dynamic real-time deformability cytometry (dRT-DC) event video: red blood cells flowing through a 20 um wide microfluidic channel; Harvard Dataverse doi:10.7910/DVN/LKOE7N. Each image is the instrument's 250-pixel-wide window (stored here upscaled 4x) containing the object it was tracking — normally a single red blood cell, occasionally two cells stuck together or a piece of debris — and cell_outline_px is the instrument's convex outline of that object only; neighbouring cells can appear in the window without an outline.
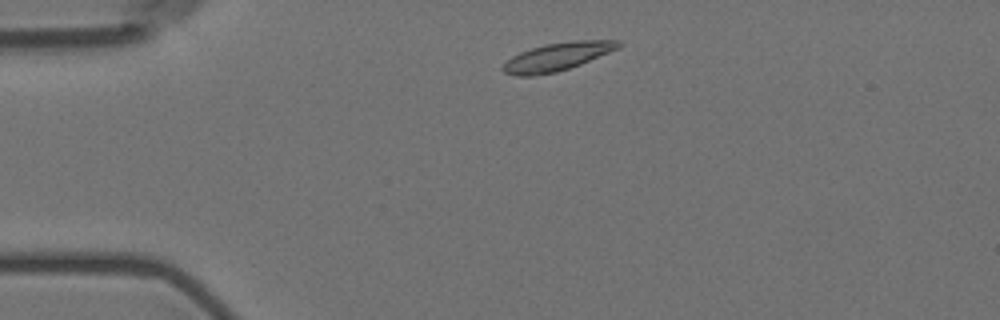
{"species": "Egyptian fruit bat (a non-hibernating species)", "species_latin": "Rousettus aegyptiacus", "temperature_condition": "room temperature", "stored_images_in_passage": 45, "camera_frame_rate_fps": 3000, "um_per_image_px": 0.085, "animal": {"sex": "female"}, "frame": {"image": 1, "passage_image": 4, "time_ms": 1.0, "image_size_px": [1000, 320], "cell_outline_px": [[624, 44], [620, 48], [580, 64], [556, 72], [532, 76], [516, 76], [504, 72], [500, 68], [512, 56], [520, 52], [532, 48], [548, 44], [572, 40], [620, 40]], "centroid_in_image_um": [47.4, 4.81], "position_along_channel_um": 37.6, "area_um2": 18.84}}
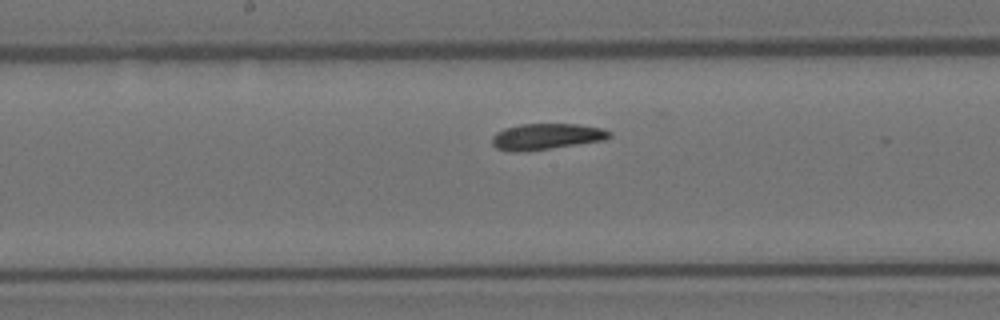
{"frame": {"image": 2, "passage_image": 21, "time_ms": 6.667, "image_size_px": [1000, 320], "cell_outline_px": [[612, 136], [604, 140], [520, 152], [508, 152], [496, 148], [492, 144], [492, 136], [496, 132], [504, 128], [520, 124], [576, 124], [604, 128], [612, 132]], "centroid_in_image_um": [46.42, 11.6], "position_along_channel_um": 201.8, "area_um2": 17.86}}
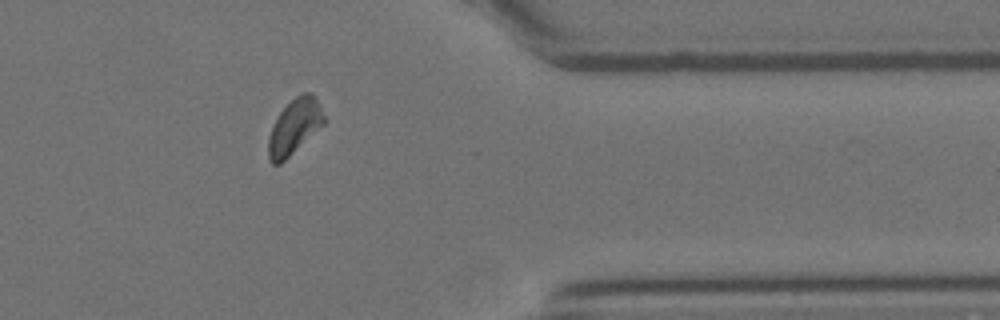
{"frame": {"image": 3, "passage_image": 38, "time_ms": 12.333, "image_size_px": [1000, 320], "cell_outline_px": [[324, 124], [280, 164], [272, 164], [268, 160], [268, 136], [280, 112], [296, 96], [304, 92], [308, 92], [316, 96], [324, 116]], "centroid_in_image_um": [25.02, 10.77], "position_along_channel_um": 386.4, "area_um2": 17.51}, "authors_computed_cell_mechanics": {"area_um2": 18.0336, "velocity_mm_per_s": 3.5314, "shape_relaxation_time_tau1_ms": 9.0028, "shape_relaxation_time_tau2_ms": 5.4136, "deformation_change_tau1": 0.1729, "deformation_change_tau2": 0.1023}}